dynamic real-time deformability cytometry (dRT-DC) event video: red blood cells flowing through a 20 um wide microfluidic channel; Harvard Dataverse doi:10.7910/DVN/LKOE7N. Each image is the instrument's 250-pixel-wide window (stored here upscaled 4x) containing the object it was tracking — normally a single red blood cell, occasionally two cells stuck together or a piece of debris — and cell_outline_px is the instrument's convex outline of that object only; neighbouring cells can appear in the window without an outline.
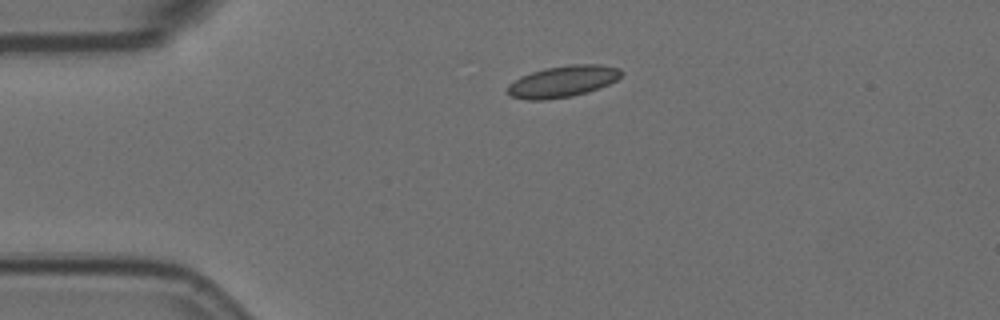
{"species": "Egyptian fruit bat (a non-hibernating species)", "species_latin": "Rousettus aegyptiacus", "temperature_condition": "room temperature", "stored_images_in_passage": 2, "camera_frame_rate_fps": 3000, "um_per_image_px": 0.085, "animal": {"sex": "female"}, "frame": {"image": 1, "passage_image": 1, "time_ms": 0.0, "image_size_px": [1000, 320], "cell_outline_px": [[624, 72], [616, 80], [600, 88], [588, 92], [572, 96], [544, 100], [524, 100], [508, 96], [508, 84], [520, 76], [544, 68], [568, 64], [600, 64], [620, 68]], "centroid_in_image_um": [47.82, 6.92], "position_along_channel_um": 37.2, "area_um2": 21.15}}